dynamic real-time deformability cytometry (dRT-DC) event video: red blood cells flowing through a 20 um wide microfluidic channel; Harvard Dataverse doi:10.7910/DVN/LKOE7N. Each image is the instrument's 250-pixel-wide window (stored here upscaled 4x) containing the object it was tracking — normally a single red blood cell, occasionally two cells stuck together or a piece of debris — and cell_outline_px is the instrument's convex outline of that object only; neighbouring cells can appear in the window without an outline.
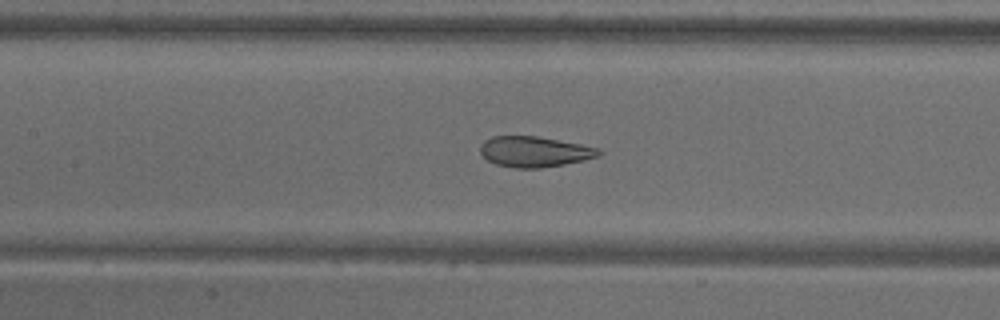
{"species": "common noctule bat (a hibernating species)", "species_latin": "Nyctalus noctula", "temperature_condition": "warm", "stored_images_in_passage": 54, "camera_frame_rate_fps": 3000, "um_per_image_px": 0.085, "animal": {"sex": "male", "body_mass_g": 18.8}, "frame": {"image": 1, "passage_image": 25, "time_ms": 8.0, "image_size_px": [1000, 320], "cell_outline_px": [[604, 152], [600, 156], [584, 160], [564, 164], [540, 168], [516, 168], [496, 164], [488, 160], [480, 152], [480, 144], [484, 140], [492, 136], [536, 136], [580, 144], [600, 148]], "centroid_in_image_um": [45.45, 12.89], "position_along_channel_um": 162.0, "area_um2": 21.15}}
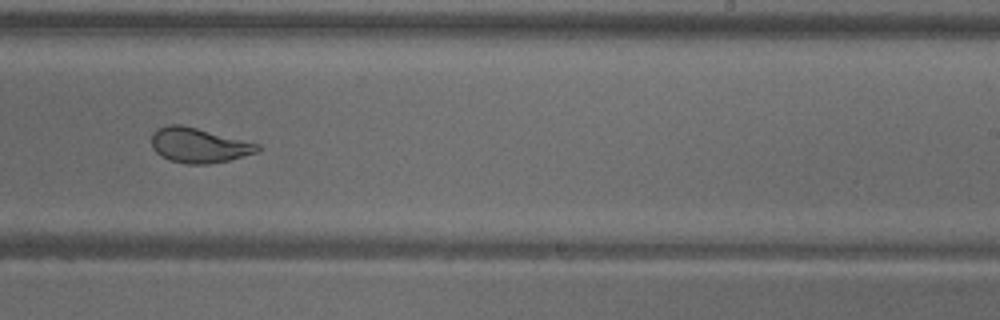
{"frame": {"image": 2, "passage_image": 34, "time_ms": 11.0, "image_size_px": [1000, 320], "cell_outline_px": [[260, 148], [256, 152], [244, 156], [228, 160], [208, 164], [188, 164], [168, 160], [160, 156], [152, 148], [152, 132], [156, 128], [168, 124], [180, 124], [260, 144]], "centroid_in_image_um": [16.85, 12.35], "position_along_channel_um": 272.2, "area_um2": 21.5}}
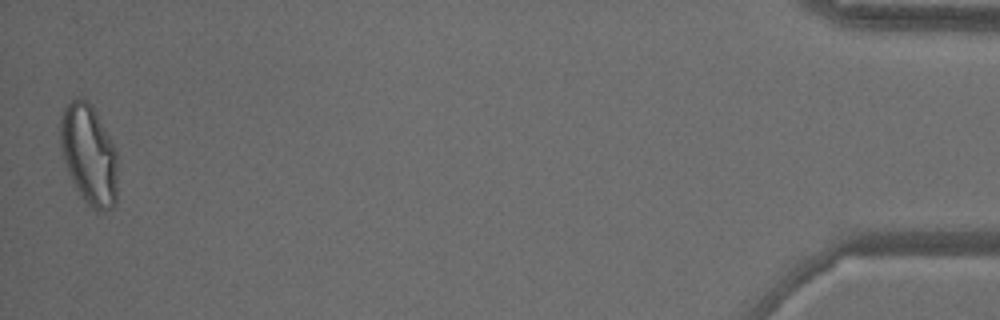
{"frame": {"image": 3, "passage_image": 54, "time_ms": 17.667, "image_size_px": [1000, 320], "cell_outline_px": [[116, 204], [112, 208], [104, 212], [96, 212], [80, 196], [68, 172], [60, 148], [60, 116], [64, 108], [72, 100], [80, 96], [84, 96], [88, 100], [96, 112], [116, 148]], "centroid_in_image_um": [7.55, 13.13], "position_along_channel_um": 427.6, "area_um2": 33.7}, "authors_computed_cell_mechanics": {"area_um2": 26.4724, "velocity_mm_per_s": 3.6809, "shape_relaxation_time_tau1_ms": null, "shape_relaxation_time_tau2_ms": 0.9144, "deformation_change_tau1": null, "deformation_change_tau2": 0.0771}}